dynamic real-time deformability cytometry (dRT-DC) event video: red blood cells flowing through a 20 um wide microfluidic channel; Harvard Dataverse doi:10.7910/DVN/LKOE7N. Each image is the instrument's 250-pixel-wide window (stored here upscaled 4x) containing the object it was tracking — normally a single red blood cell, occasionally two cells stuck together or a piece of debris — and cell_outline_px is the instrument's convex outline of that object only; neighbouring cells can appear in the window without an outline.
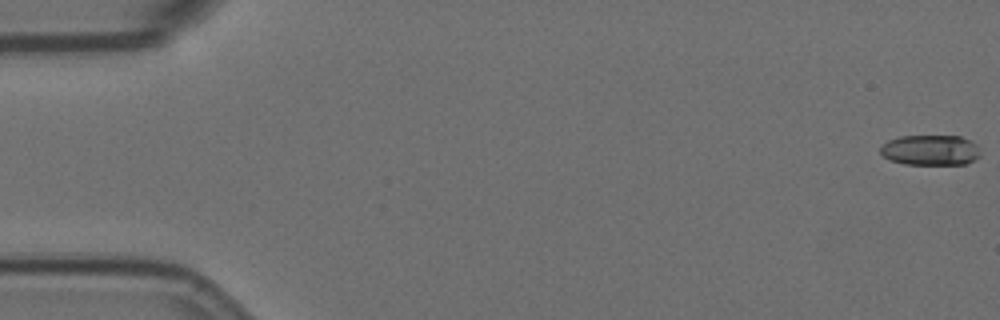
{"species": "Egyptian fruit bat (a non-hibernating species)", "species_latin": "Rousettus aegyptiacus", "temperature_condition": "room temperature", "stored_images_in_passage": 8, "camera_frame_rate_fps": 3000, "um_per_image_px": 0.085, "animal": {"sex": "female"}, "frame": {"image": 1, "passage_image": 1, "time_ms": 0.0, "image_size_px": [1000, 320], "cell_outline_px": [[980, 156], [968, 164], [904, 164], [892, 160], [884, 156], [880, 152], [880, 148], [888, 140], [900, 136], [960, 136], [972, 140], [980, 148]], "centroid_in_image_um": [79.14, 12.75], "position_along_channel_um": 5.9, "area_um2": 17.8}}
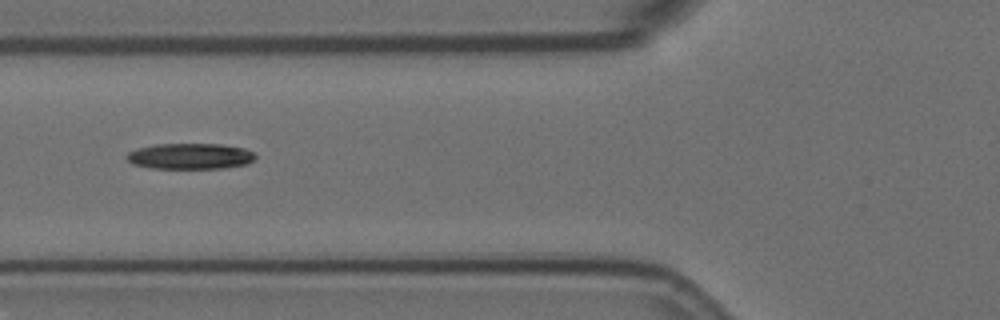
{"frame": {"image": 2, "passage_image": 7, "time_ms": 7.0, "image_size_px": [1000, 320], "cell_outline_px": [[256, 156], [252, 160], [244, 164], [224, 168], [148, 168], [132, 164], [124, 156], [128, 152], [136, 148], [156, 144], [220, 144], [244, 148], [252, 152]], "centroid_in_image_um": [16.09, 13.27], "position_along_channel_um": 109.7, "area_um2": 19.36}}
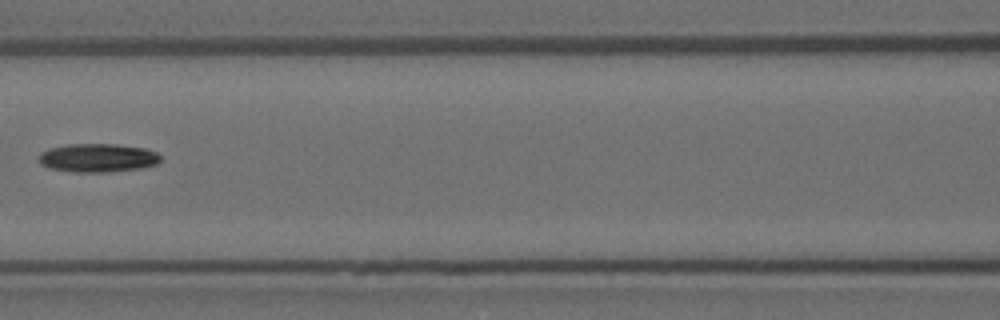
{"frame": {"image": 3, "passage_image": 8, "time_ms": 8.333, "image_size_px": [1000, 320], "cell_outline_px": [[160, 160], [156, 164], [140, 168], [108, 172], [76, 172], [48, 168], [40, 164], [40, 152], [48, 148], [68, 144], [116, 144], [148, 148], [156, 152], [160, 156]], "centroid_in_image_um": [8.3, 13.41], "position_along_channel_um": 158.3, "area_um2": 20.35}}